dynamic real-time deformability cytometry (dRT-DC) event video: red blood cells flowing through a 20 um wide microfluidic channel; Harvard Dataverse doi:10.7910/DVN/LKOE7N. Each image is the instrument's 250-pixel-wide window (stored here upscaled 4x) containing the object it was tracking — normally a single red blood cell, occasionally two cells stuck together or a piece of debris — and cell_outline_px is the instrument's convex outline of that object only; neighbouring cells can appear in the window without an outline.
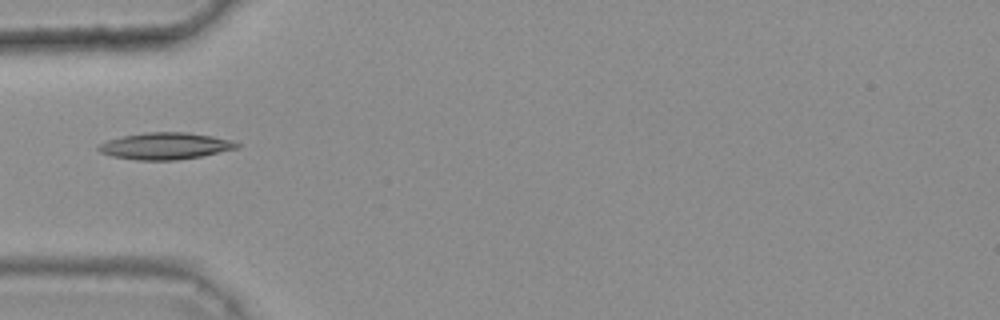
{"species": "common noctule bat (a hibernating species)", "species_latin": "Nyctalus noctula", "temperature_condition": "warm", "stored_images_in_passage": 32, "camera_frame_rate_fps": 3000, "um_per_image_px": 0.085, "animal": {"sex": "female", "body_mass_g": 25.1}, "frame": {"image": 1, "passage_image": 1, "time_ms": 0.0, "image_size_px": [1000, 320], "cell_outline_px": [[240, 148], [200, 156], [176, 160], [136, 160], [112, 156], [100, 152], [96, 148], [100, 144], [108, 140], [124, 136], [148, 132], [188, 132], [212, 136], [232, 140], [240, 144]], "centroid_in_image_um": [14.08, 12.41], "position_along_channel_um": 70.9, "area_um2": 21.5}}
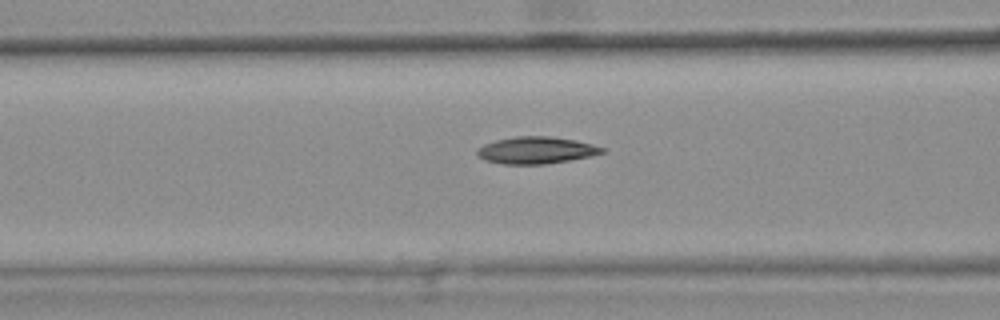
{"frame": {"image": 2, "passage_image": 5, "time_ms": 1.333, "image_size_px": [1000, 320], "cell_outline_px": [[604, 152], [592, 156], [572, 160], [544, 164], [500, 164], [484, 160], [476, 156], [476, 148], [484, 144], [496, 140], [516, 136], [548, 136], [576, 140], [592, 144], [604, 148]], "centroid_in_image_um": [45.54, 12.78], "position_along_channel_um": 121.1, "area_um2": 19.83}}